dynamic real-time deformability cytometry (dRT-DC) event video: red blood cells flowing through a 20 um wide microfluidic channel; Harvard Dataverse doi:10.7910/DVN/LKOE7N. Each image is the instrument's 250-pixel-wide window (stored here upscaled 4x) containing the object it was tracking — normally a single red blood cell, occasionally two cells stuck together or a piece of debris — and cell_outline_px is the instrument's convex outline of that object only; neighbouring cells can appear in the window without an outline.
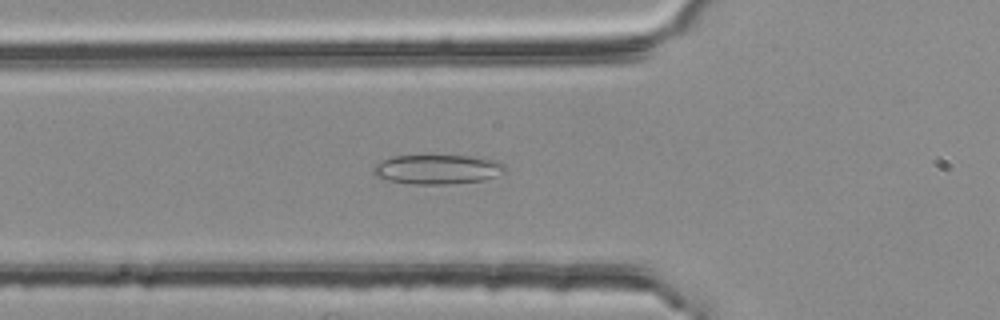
{"species": "common noctule bat (a hibernating species)", "species_latin": "Nyctalus noctula", "temperature_condition": "room temperature", "stored_images_in_passage": 39, "camera_frame_rate_fps": 3000, "um_per_image_px": 0.085, "animal": {"sex": "female", "body_mass_g": 25.1}, "frame": {"image": 1, "passage_image": 4, "time_ms": 1.0, "image_size_px": [1000, 320], "cell_outline_px": [[508, 168], [504, 172], [484, 180], [452, 184], [412, 184], [388, 180], [376, 176], [372, 172], [372, 168], [376, 164], [392, 156], [476, 156], [496, 160], [504, 164]], "centroid_in_image_um": [37.21, 14.4], "position_along_channel_um": 88.6, "area_um2": 22.66}}
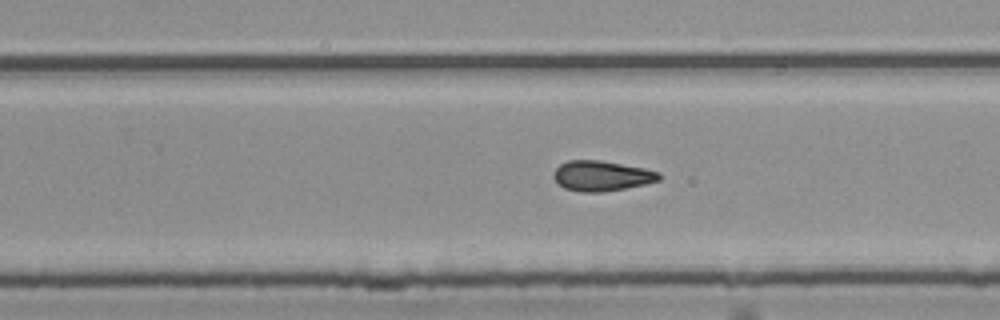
{"frame": {"image": 2, "passage_image": 19, "time_ms": 6.0, "image_size_px": [1000, 320], "cell_outline_px": [[660, 180], [644, 184], [604, 192], [580, 192], [564, 188], [552, 176], [556, 168], [560, 164], [568, 160], [600, 160], [644, 168], [660, 172]], "centroid_in_image_um": [51.13, 14.94], "position_along_channel_um": 278.7, "area_um2": 18.5}}
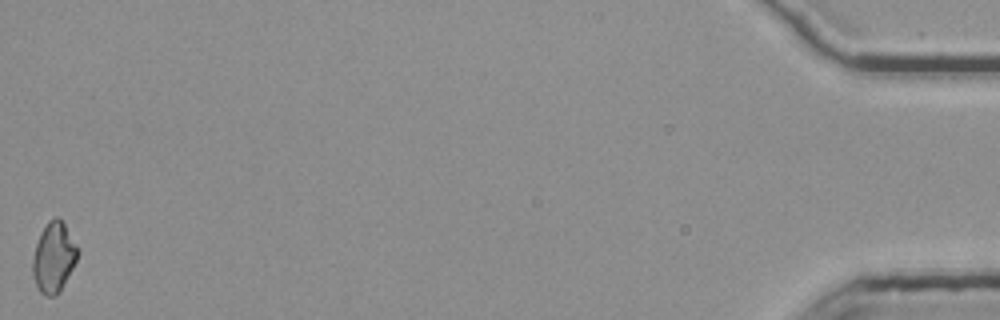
{"frame": {"image": 3, "passage_image": 39, "time_ms": 12.667, "image_size_px": [1000, 320], "cell_outline_px": [[80, 252], [60, 292], [56, 296], [44, 296], [40, 292], [32, 276], [32, 260], [36, 244], [40, 232], [48, 220], [52, 216], [56, 216], [64, 224]], "centroid_in_image_um": [4.54, 21.88], "position_along_channel_um": 430.7, "area_um2": 18.38}, "authors_computed_cell_mechanics": {"area_um2": 18.1492, "velocity_mm_per_s": 3.7864, "shape_relaxation_time_tau1_ms": null, "shape_relaxation_time_tau2_ms": 4.7121, "deformation_change_tau1": null, "deformation_change_tau2": 0.1241}}